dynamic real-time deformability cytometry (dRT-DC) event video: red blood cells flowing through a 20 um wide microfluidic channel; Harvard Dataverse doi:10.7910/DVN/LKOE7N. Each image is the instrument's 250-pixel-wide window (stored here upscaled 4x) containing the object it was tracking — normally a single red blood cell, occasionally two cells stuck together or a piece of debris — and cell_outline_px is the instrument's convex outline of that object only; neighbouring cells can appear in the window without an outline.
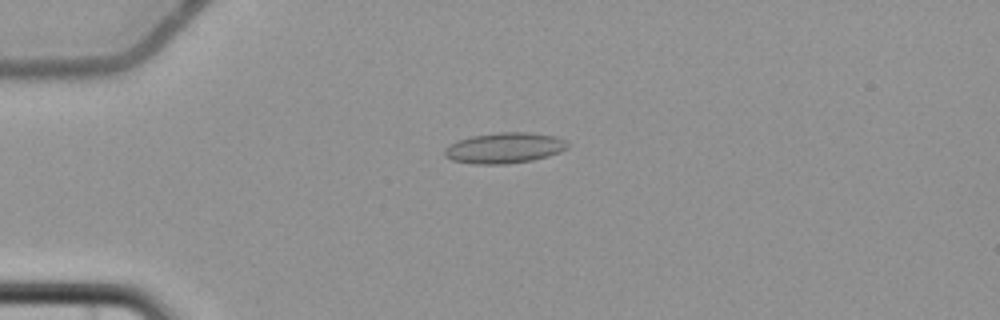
{"species": "common noctule bat (a hibernating species)", "species_latin": "Nyctalus noctula", "temperature_condition": "cold", "stored_images_in_passage": 6, "camera_frame_rate_fps": 3000, "um_per_image_px": 0.085, "animal": {"sex": "female", "body_mass_g": 22.7, "forearm_length_mm": 54.2}, "frame": {"image": 1, "passage_image": 4, "time_ms": 4.667, "image_size_px": [1000, 320], "cell_outline_px": [[568, 148], [560, 152], [548, 156], [532, 160], [504, 164], [476, 164], [452, 160], [444, 156], [444, 148], [456, 140], [472, 136], [496, 132], [532, 132], [556, 136], [568, 140]], "centroid_in_image_um": [42.9, 12.56], "position_along_channel_um": 42.1, "area_um2": 22.25}}
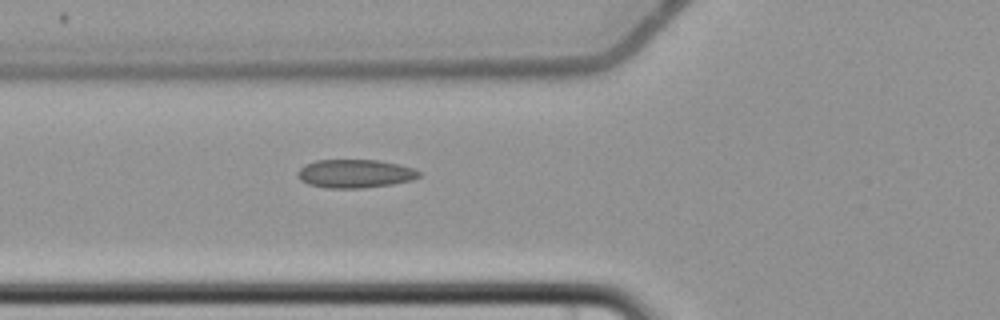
{"frame": {"image": 2, "passage_image": 6, "time_ms": 7.0, "image_size_px": [1000, 320], "cell_outline_px": [[420, 176], [412, 180], [392, 184], [360, 188], [328, 188], [308, 184], [300, 180], [296, 176], [296, 172], [304, 164], [316, 160], [380, 160], [400, 164], [412, 168], [420, 172]], "centroid_in_image_um": [30.14, 14.75], "position_along_channel_um": 95.7, "area_um2": 20.23}}